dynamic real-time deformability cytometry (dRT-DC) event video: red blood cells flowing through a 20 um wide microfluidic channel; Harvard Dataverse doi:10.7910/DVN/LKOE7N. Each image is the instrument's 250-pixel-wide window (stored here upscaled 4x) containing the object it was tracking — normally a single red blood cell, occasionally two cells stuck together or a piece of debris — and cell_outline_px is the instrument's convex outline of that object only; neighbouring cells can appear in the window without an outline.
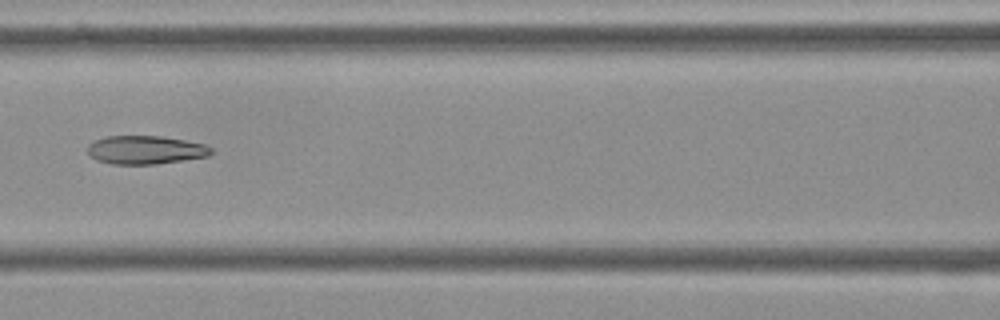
{"species": "Egyptian fruit bat (a non-hibernating species)", "species_latin": "Rousettus aegyptiacus", "temperature_condition": "cold", "stored_images_in_passage": 4, "camera_frame_rate_fps": 3000, "um_per_image_px": 0.085, "frame": {"image": 1, "passage_image": 4, "time_ms": 1.0, "image_size_px": [1000, 320], "cell_outline_px": [[212, 152], [208, 156], [156, 164], [112, 164], [96, 160], [88, 152], [88, 144], [96, 140], [108, 136], [160, 136], [208, 144], [212, 148]], "centroid_in_image_um": [12.39, 12.74], "position_along_channel_um": 154.2, "area_um2": 20.4}}